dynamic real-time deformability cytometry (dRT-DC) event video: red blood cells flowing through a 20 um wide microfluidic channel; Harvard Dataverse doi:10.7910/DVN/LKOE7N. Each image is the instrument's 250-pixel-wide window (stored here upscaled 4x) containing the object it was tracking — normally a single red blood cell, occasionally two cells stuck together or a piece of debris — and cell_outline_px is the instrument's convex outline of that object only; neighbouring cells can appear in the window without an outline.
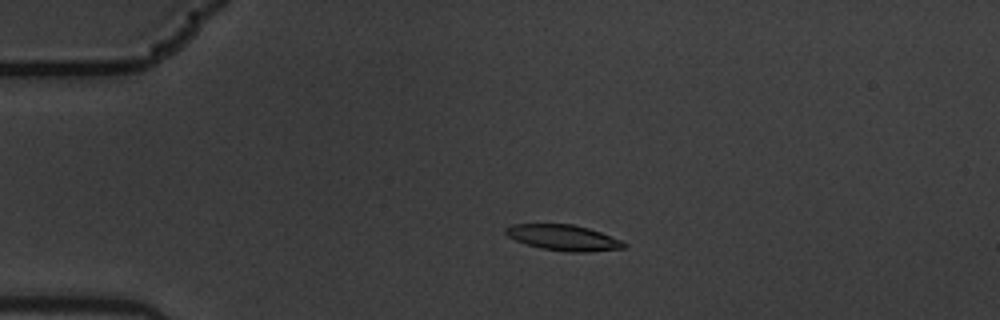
{"species": "common noctule bat (a hibernating species)", "species_latin": "Nyctalus noctula", "temperature_condition": "warm", "stored_images_in_passage": 11, "camera_frame_rate_fps": 3000, "um_per_image_px": 0.085, "animal": {"sex": "male", "body_mass_g": 19.5, "forearm_length_mm": 54.6}, "frame": {"image": 1, "passage_image": 4, "time_ms": 1.0, "image_size_px": [1000, 320], "cell_outline_px": [[628, 244], [624, 248], [588, 252], [568, 252], [540, 248], [516, 240], [508, 236], [504, 232], [504, 228], [512, 224], [572, 224], [588, 228], [624, 240]], "centroid_in_image_um": [47.93, 20.2], "position_along_channel_um": 37.1, "area_um2": 17.8}}
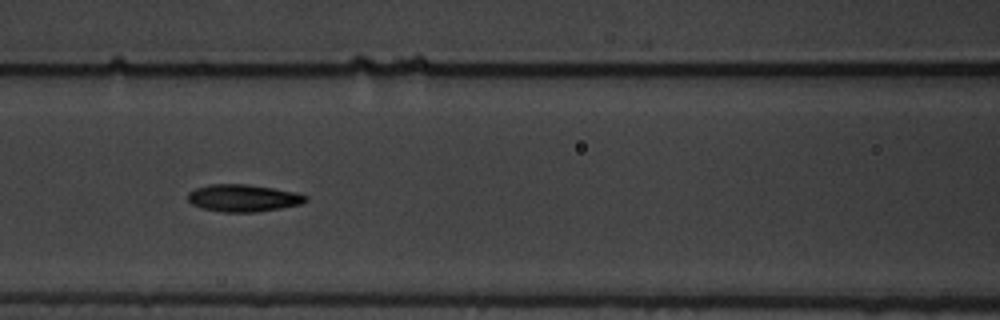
{"frame": {"image": 2, "passage_image": 8, "time_ms": 2.333, "image_size_px": [1000, 320], "cell_outline_px": [[308, 200], [300, 204], [280, 208], [256, 212], [220, 212], [200, 208], [192, 204], [188, 200], [188, 192], [196, 188], [208, 184], [248, 184], [296, 192], [308, 196]], "centroid_in_image_um": [20.65, 16.83], "position_along_channel_um": 145.9, "area_um2": 18.79}}
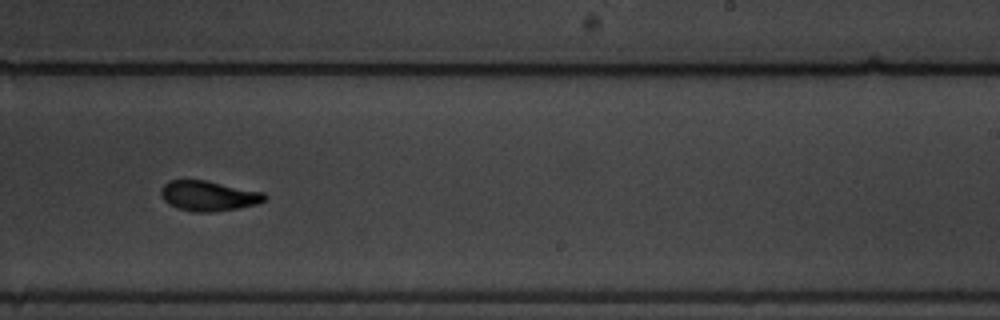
{"frame": {"image": 3, "passage_image": 11, "time_ms": 3.333, "image_size_px": [1000, 320], "cell_outline_px": [[268, 196], [264, 200], [256, 204], [236, 208], [212, 212], [192, 212], [168, 204], [160, 196], [160, 188], [168, 180], [204, 180], [264, 192]], "centroid_in_image_um": [17.69, 16.64], "position_along_channel_um": 271.3, "area_um2": 18.15}}